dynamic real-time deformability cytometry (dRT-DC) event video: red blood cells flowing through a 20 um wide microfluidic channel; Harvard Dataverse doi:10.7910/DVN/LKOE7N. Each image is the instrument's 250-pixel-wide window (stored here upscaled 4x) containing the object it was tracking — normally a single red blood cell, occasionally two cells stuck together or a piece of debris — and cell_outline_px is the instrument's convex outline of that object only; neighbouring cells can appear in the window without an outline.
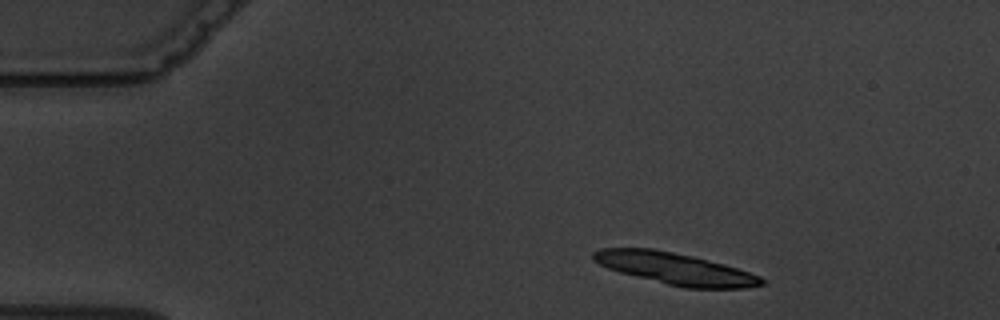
{"species": "common noctule bat (a hibernating species)", "species_latin": "Nyctalus noctula", "temperature_condition": "warm", "stored_images_in_passage": 8, "camera_frame_rate_fps": 3000, "um_per_image_px": 0.085, "animal": {"sex": "male", "body_mass_g": 19.5, "forearm_length_mm": 54.6}, "frame": {"image": 1, "passage_image": 1, "time_ms": 0.0, "image_size_px": [1000, 320], "cell_outline_px": [[768, 284], [748, 288], [684, 288], [620, 272], [608, 268], [592, 260], [592, 252], [600, 248], [652, 248], [692, 256], [724, 264], [760, 276]], "centroid_in_image_um": [57.4, 22.83], "position_along_channel_um": 27.6, "area_um2": 30.92}}
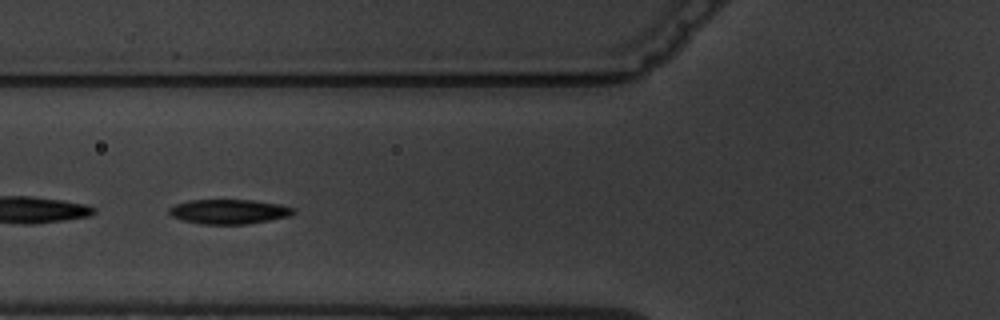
{"frame": {"image": 2, "passage_image": 5, "time_ms": 4.333, "image_size_px": [1000, 320], "cell_outline_px": [[296, 212], [288, 216], [268, 220], [244, 224], [200, 224], [184, 220], [172, 216], [168, 212], [168, 208], [176, 204], [188, 200], [252, 200], [280, 204], [296, 208]], "centroid_in_image_um": [19.46, 17.98], "position_along_channel_um": 106.3, "area_um2": 17.74}}
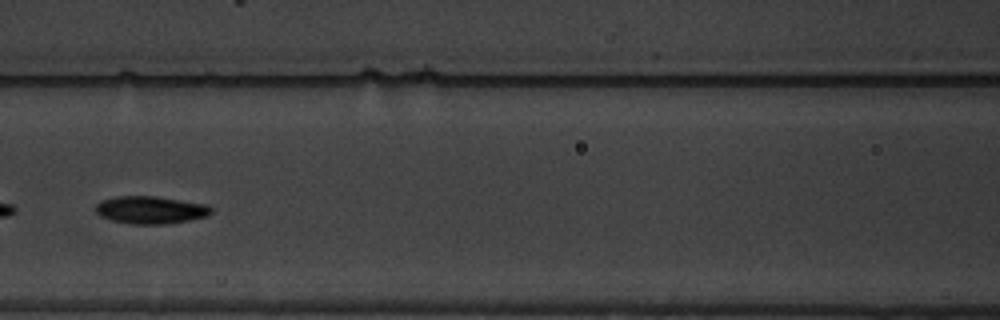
{"frame": {"image": 3, "passage_image": 6, "time_ms": 5.667, "image_size_px": [1000, 320], "cell_outline_px": [[212, 212], [208, 216], [168, 224], [132, 224], [112, 220], [100, 216], [96, 212], [96, 204], [100, 200], [116, 196], [152, 196], [208, 204], [212, 208]], "centroid_in_image_um": [12.8, 17.84], "position_along_channel_um": 153.8, "area_um2": 18.61}}